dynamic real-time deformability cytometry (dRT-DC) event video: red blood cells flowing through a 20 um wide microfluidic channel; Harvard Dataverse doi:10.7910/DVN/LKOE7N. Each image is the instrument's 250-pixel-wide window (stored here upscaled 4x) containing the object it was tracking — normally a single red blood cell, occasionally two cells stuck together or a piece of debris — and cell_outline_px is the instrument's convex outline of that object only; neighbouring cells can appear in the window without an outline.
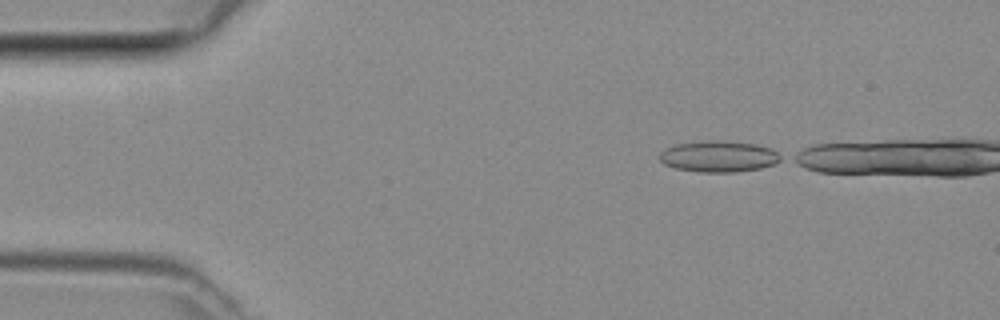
{"species": "common noctule bat (a hibernating species)", "species_latin": "Nyctalus noctula", "temperature_condition": "room temperature", "stored_images_in_passage": 5, "camera_frame_rate_fps": 3000, "um_per_image_px": 0.085, "animal": {"sex": "female", "body_mass_g": 29.2, "forearm_length_mm": 56.3}, "frame": {"image": 1, "passage_image": 1, "time_ms": 0.0, "image_size_px": [1000, 320], "cell_outline_px": [[784, 160], [776, 164], [760, 168], [736, 172], [700, 172], [676, 168], [664, 164], [660, 160], [660, 152], [664, 148], [672, 144], [704, 140], [724, 140], [756, 144], [772, 148], [784, 156]], "centroid_in_image_um": [61.13, 13.28], "position_along_channel_um": 23.9, "area_um2": 22.6}}